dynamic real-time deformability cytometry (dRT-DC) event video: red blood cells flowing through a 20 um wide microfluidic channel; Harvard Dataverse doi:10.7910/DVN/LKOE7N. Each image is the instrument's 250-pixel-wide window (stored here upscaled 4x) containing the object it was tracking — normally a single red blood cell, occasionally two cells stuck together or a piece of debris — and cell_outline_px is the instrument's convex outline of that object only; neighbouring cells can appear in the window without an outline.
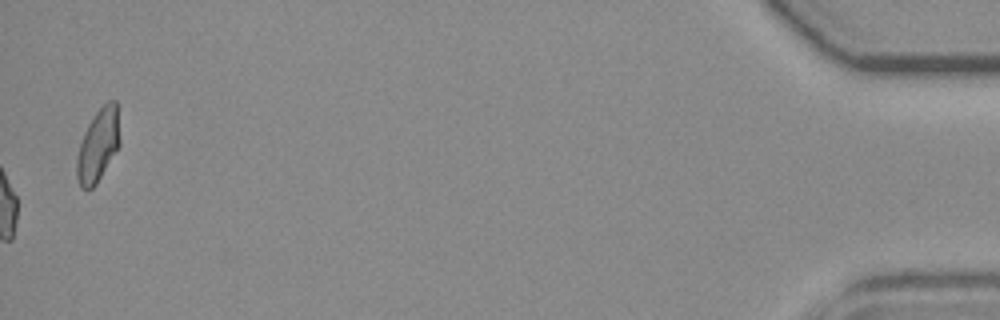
{"species": "common noctule bat (a hibernating species)", "species_latin": "Nyctalus noctula", "temperature_condition": "room temperature", "stored_images_in_passage": 57, "camera_frame_rate_fps": 3000, "um_per_image_px": 0.085, "animal": {"sex": "female", "body_mass_g": 19.3, "forearm_length_mm": 54.1}, "frame": {"image": 1, "passage_image": 57, "time_ms": 18.667, "image_size_px": [1000, 320], "cell_outline_px": [[120, 144], [96, 184], [92, 188], [80, 188], [76, 176], [76, 160], [80, 144], [84, 132], [92, 116], [108, 100], [116, 100], [120, 140]], "centroid_in_image_um": [8.33, 12.34], "position_along_channel_um": 426.9, "area_um2": 18.09}, "authors_computed_cell_mechanics": {"area_um2": 17.918, "velocity_mm_per_s": 3.6787, "shape_relaxation_time_tau1_ms": null, "shape_relaxation_time_tau2_ms": 4.3827, "deformation_change_tau1": null, "deformation_change_tau2": 0.072}}